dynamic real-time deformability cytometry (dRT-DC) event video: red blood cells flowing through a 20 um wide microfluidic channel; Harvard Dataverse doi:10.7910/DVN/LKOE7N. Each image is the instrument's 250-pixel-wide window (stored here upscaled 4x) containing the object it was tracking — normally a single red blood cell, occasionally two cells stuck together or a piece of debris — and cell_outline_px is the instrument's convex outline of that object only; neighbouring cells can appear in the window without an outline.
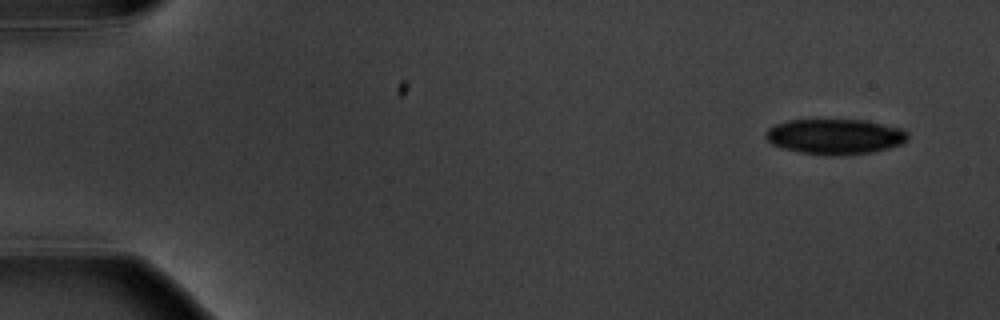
{"species": "common noctule bat (a hibernating species)", "species_latin": "Nyctalus noctula", "temperature_condition": "warm", "stored_images_in_passage": 4, "camera_frame_rate_fps": 3000, "um_per_image_px": 0.085, "animal": {"sex": "male", "body_mass_g": 20.1, "forearm_length_mm": 53.5}, "frame": {"image": 1, "passage_image": 1, "time_ms": 0.0, "image_size_px": [1000, 320], "cell_outline_px": [[908, 140], [904, 144], [872, 152], [840, 156], [828, 156], [800, 152], [780, 148], [772, 144], [764, 136], [764, 132], [768, 128], [776, 124], [788, 120], [864, 120], [904, 128], [908, 132]], "centroid_in_image_um": [71.0, 11.61], "position_along_channel_um": 14.0, "area_um2": 29.71}}